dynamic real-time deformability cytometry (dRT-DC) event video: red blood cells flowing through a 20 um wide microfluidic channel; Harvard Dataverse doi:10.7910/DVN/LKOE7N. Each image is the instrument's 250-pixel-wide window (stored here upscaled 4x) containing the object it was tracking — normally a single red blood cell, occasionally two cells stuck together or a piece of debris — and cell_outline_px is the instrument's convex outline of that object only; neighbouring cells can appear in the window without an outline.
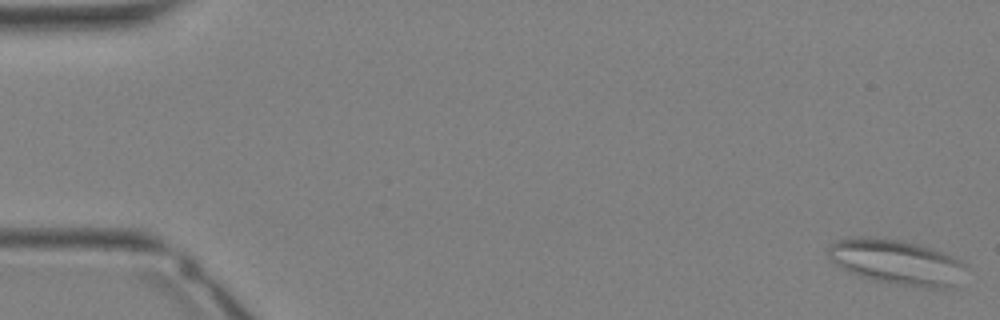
{"species": "Egyptian fruit bat (a non-hibernating species)", "species_latin": "Rousettus aegyptiacus", "temperature_condition": "warm", "stored_images_in_passage": 11, "camera_frame_rate_fps": 3000, "um_per_image_px": 0.085, "animal": {"sex": "female"}, "frame": {"image": 1, "passage_image": 1, "time_ms": 0.0, "image_size_px": [1000, 320], "cell_outline_px": [[968, 268], [952, 288], [924, 288], [876, 280], [860, 276], [840, 268], [828, 260], [828, 248], [836, 240], [852, 236], [880, 236], [900, 240], [932, 248], [956, 256], [964, 260], [968, 264]], "centroid_in_image_um": [76.24, 22.25], "position_along_channel_um": 8.8, "area_um2": 36.88}}